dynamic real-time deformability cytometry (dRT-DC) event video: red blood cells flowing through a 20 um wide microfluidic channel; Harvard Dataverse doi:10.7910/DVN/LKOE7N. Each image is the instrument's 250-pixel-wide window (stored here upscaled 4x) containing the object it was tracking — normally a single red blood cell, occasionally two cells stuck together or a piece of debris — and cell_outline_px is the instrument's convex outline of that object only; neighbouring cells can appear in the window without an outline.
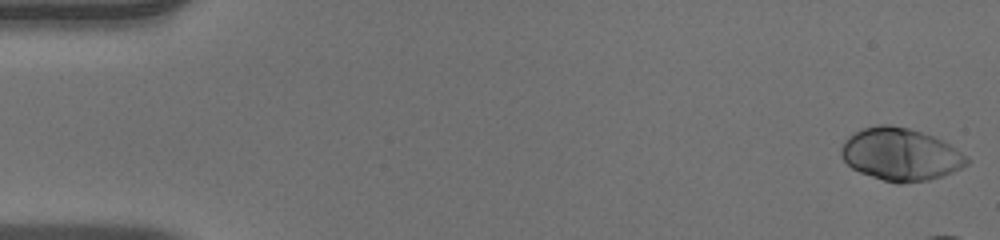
{"species": "human", "species_latin": "Homo sapiens", "temperature_condition": "warm", "stored_images_in_passage": 14, "camera_frame_rate_fps": 3000, "um_per_image_px": 0.085, "donor": {"sex": "male"}, "frame": {"image": 1, "passage_image": 1, "time_ms": 0.0, "image_size_px": [1000, 240], "cell_outline_px": [[972, 160], [968, 164], [952, 172], [928, 180], [900, 184], [896, 184], [860, 172], [852, 168], [840, 156], [840, 148], [844, 140], [848, 136], [864, 128], [876, 124], [888, 124], [908, 128], [932, 136], [948, 144], [968, 156]], "centroid_in_image_um": [76.53, 13.12], "position_along_channel_um": 8.5, "area_um2": 38.32}}